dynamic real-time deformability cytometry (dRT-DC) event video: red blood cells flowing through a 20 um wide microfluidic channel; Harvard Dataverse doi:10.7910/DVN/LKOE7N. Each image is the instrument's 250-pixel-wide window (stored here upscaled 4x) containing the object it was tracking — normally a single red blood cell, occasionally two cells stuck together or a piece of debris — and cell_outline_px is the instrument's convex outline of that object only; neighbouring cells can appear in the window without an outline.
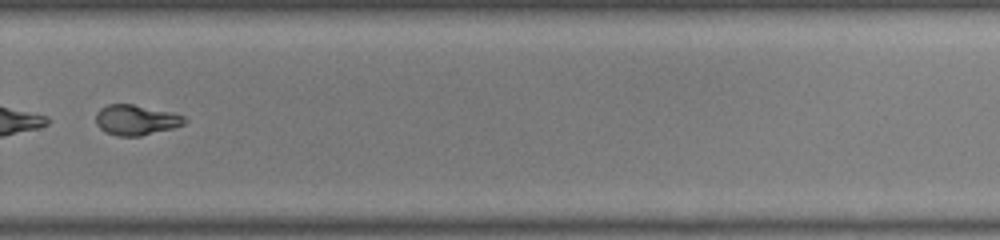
{"species": "common noctule bat (a hibernating species)", "species_latin": "Nyctalus noctula", "temperature_condition": "warm", "stored_images_in_passage": 46, "camera_frame_rate_fps": 3000, "um_per_image_px": 0.085, "animal": {"sex": "male", "body_mass_g": 19.0, "forearm_length_mm": 50.8}, "frame": {"image": 1, "passage_image": 33, "time_ms": 10.667, "image_size_px": [1000, 240], "cell_outline_px": [[188, 120], [184, 124], [172, 128], [140, 136], [116, 136], [100, 128], [96, 124], [96, 112], [100, 108], [108, 104], [132, 104], [168, 112], [184, 116]], "centroid_in_image_um": [11.53, 10.2], "position_along_channel_um": 318.3, "area_um2": 15.43}}